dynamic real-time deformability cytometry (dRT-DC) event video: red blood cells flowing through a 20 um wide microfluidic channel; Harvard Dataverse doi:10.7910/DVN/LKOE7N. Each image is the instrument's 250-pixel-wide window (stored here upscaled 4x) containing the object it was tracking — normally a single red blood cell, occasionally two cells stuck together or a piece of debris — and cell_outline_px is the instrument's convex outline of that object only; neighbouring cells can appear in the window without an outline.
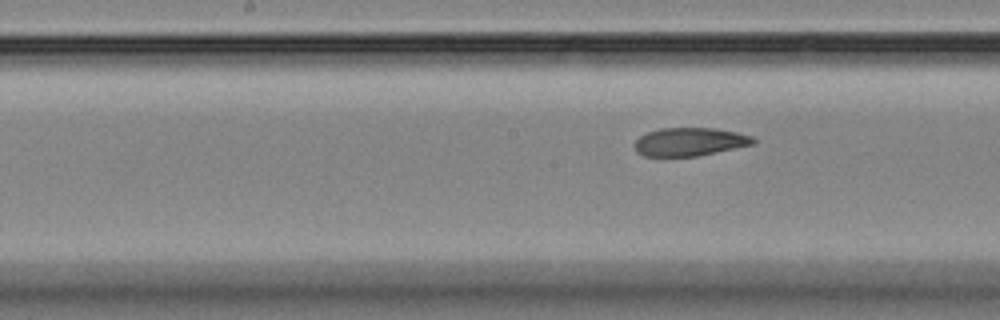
{"species": "Egyptian fruit bat (a non-hibernating species)", "species_latin": "Rousettus aegyptiacus", "temperature_condition": "room temperature", "stored_images_in_passage": 10, "camera_frame_rate_fps": 3000, "um_per_image_px": 0.085, "animal": {"sex": "female"}, "frame": {"image": 1, "passage_image": 10, "time_ms": 11.333, "image_size_px": [1000, 320], "cell_outline_px": [[756, 140], [752, 144], [696, 156], [644, 156], [636, 152], [636, 140], [640, 136], [648, 132], [660, 128], [716, 128], [736, 132], [752, 136]], "centroid_in_image_um": [58.61, 12.04], "position_along_channel_um": 189.6, "area_um2": 19.25}}